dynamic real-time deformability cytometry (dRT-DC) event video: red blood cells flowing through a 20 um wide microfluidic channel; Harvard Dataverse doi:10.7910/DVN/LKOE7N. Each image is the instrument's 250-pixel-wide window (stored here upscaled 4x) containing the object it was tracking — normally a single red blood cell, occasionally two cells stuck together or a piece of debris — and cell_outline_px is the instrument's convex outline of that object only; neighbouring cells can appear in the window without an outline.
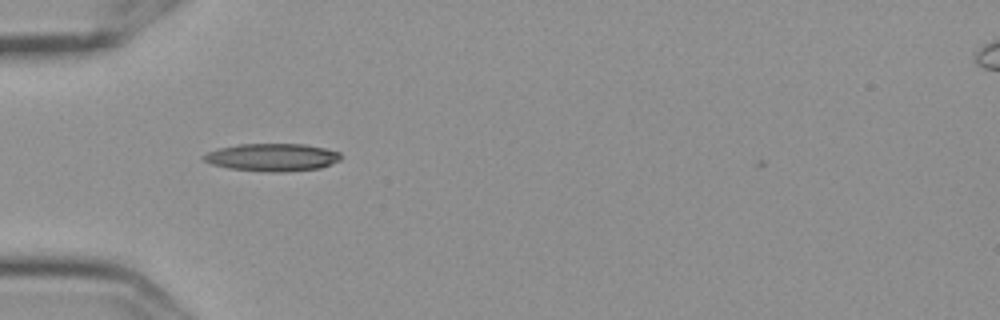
{"species": "Egyptian fruit bat (a non-hibernating species)", "species_latin": "Rousettus aegyptiacus", "temperature_condition": "cold", "stored_images_in_passage": 40, "camera_frame_rate_fps": 3000, "um_per_image_px": 0.085, "frame": {"image": 1, "passage_image": 4, "time_ms": 1.0, "image_size_px": [1000, 320], "cell_outline_px": [[340, 160], [320, 168], [288, 172], [268, 172], [228, 168], [212, 164], [204, 160], [200, 156], [208, 152], [220, 148], [240, 144], [304, 144], [324, 148], [340, 152]], "centroid_in_image_um": [23.14, 13.38], "position_along_channel_um": 61.9, "area_um2": 22.08}}
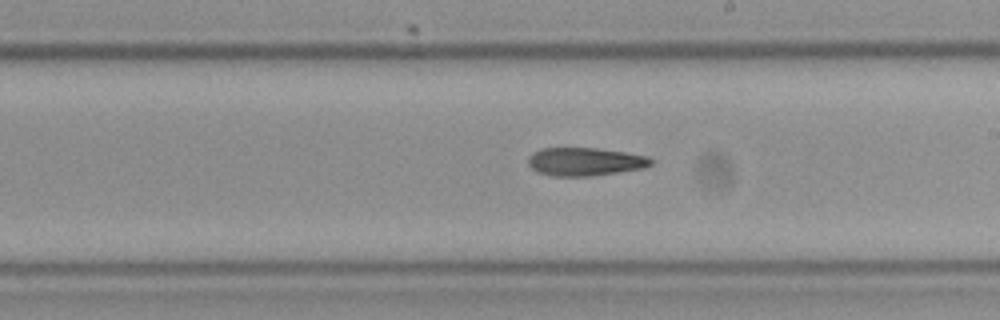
{"frame": {"image": 2, "passage_image": 19, "time_ms": 6.0, "image_size_px": [1000, 320], "cell_outline_px": [[652, 164], [644, 168], [588, 176], [552, 176], [536, 172], [528, 164], [528, 156], [532, 152], [540, 148], [596, 148], [624, 152], [648, 156], [652, 160]], "centroid_in_image_um": [49.68, 13.73], "position_along_channel_um": 239.3, "area_um2": 20.17}}
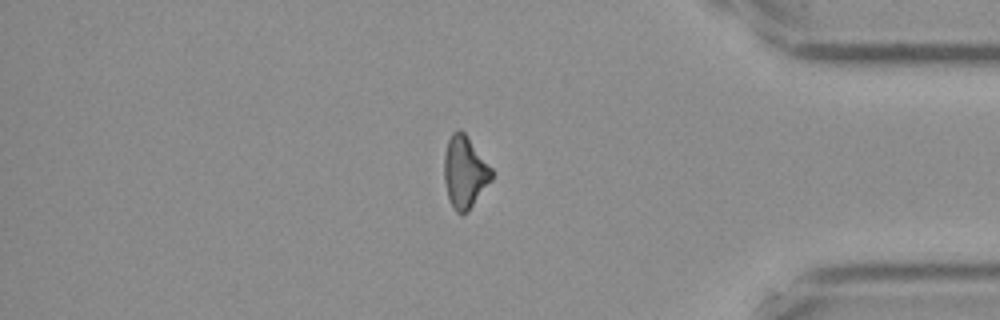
{"frame": {"image": 3, "passage_image": 34, "time_ms": 11.0, "image_size_px": [1000, 320], "cell_outline_px": [[492, 180], [468, 212], [460, 216], [452, 208], [448, 196], [444, 180], [444, 152], [448, 140], [452, 132], [460, 128], [464, 132], [492, 168]], "centroid_in_image_um": [39.49, 14.65], "position_along_channel_um": 395.7, "area_um2": 20.11}}